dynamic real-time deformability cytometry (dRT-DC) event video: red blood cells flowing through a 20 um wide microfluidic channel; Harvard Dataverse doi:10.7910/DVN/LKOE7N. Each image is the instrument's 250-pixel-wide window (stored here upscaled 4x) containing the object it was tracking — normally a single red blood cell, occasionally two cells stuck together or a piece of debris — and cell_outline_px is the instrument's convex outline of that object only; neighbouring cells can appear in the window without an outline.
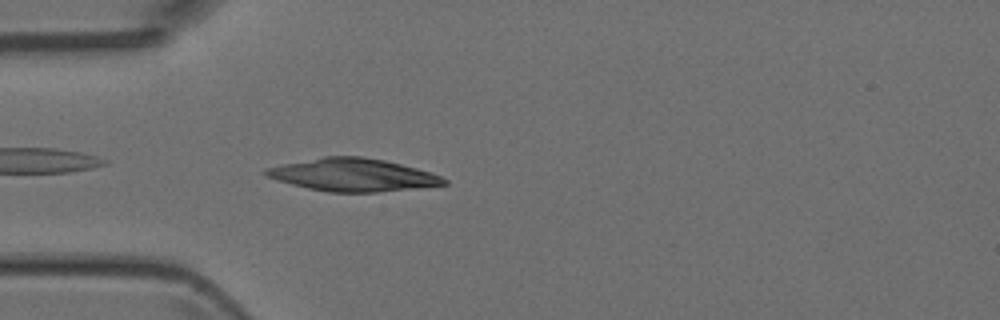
{"species": "Egyptian fruit bat (a non-hibernating species)", "species_latin": "Rousettus aegyptiacus", "temperature_condition": "room temperature", "stored_images_in_passage": 32, "camera_frame_rate_fps": 3000, "um_per_image_px": 0.085, "animal": {"sex": "female"}, "frame": {"image": 1, "passage_image": 1, "time_ms": 0.0, "image_size_px": [1000, 320], "cell_outline_px": [[448, 184], [416, 188], [376, 192], [328, 192], [308, 188], [276, 180], [260, 172], [264, 168], [324, 156], [360, 156], [384, 160], [416, 168], [440, 176], [448, 180]], "centroid_in_image_um": [29.97, 14.86], "position_along_channel_um": 55.0, "area_um2": 33.7}}
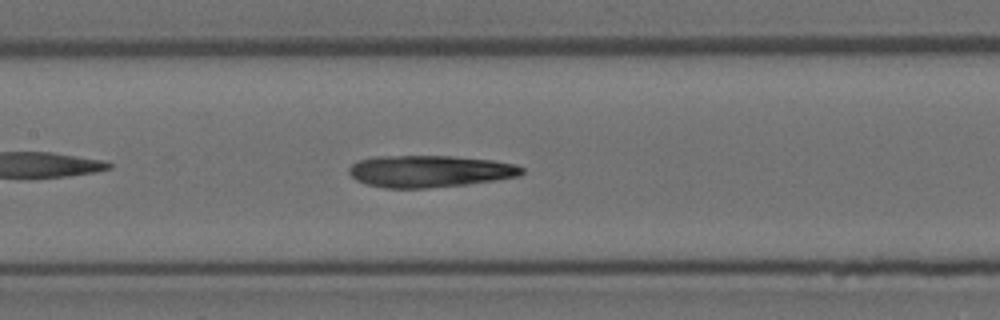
{"frame": {"image": 2, "passage_image": 10, "time_ms": 3.0, "image_size_px": [1000, 320], "cell_outline_px": [[524, 172], [520, 176], [496, 180], [468, 184], [428, 188], [384, 188], [364, 184], [356, 180], [348, 172], [348, 168], [356, 160], [376, 156], [452, 156], [492, 160], [516, 164], [524, 168]], "centroid_in_image_um": [36.51, 14.56], "position_along_channel_um": 170.9, "area_um2": 32.48}}
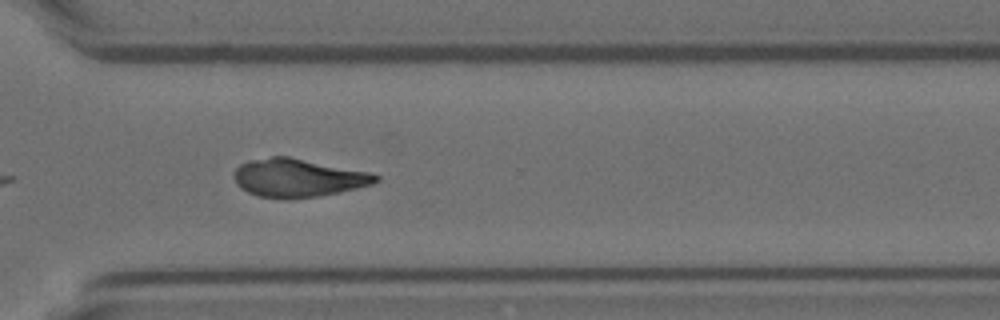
{"frame": {"image": 3, "passage_image": 23, "time_ms": 7.333, "image_size_px": [1000, 320], "cell_outline_px": [[380, 180], [372, 184], [356, 188], [316, 196], [288, 200], [256, 196], [240, 188], [236, 184], [232, 176], [236, 168], [240, 164], [248, 160], [272, 156], [288, 156], [372, 172], [380, 176]], "centroid_in_image_um": [25.3, 15.11], "position_along_channel_um": 345.3, "area_um2": 31.96}}